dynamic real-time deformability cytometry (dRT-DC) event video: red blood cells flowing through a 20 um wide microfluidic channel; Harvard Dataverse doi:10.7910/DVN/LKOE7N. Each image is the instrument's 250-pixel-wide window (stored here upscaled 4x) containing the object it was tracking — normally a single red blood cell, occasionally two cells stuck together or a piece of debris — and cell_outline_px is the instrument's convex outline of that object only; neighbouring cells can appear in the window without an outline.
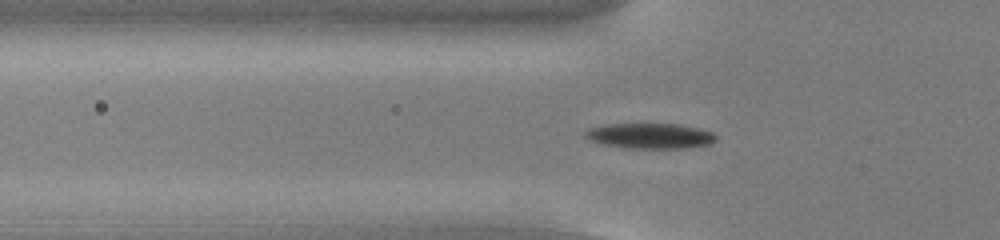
{"species": "common noctule bat (a hibernating species)", "species_latin": "Nyctalus noctula", "temperature_condition": "cold", "stored_images_in_passage": 53, "camera_frame_rate_fps": 3000, "um_per_image_px": 0.085, "animal": {"sex": "male", "body_mass_g": 13.0, "forearm_length_mm": 53.1}, "frame": {"image": 1, "passage_image": 17, "time_ms": 5.333, "image_size_px": [1000, 240], "cell_outline_px": [[716, 140], [712, 144], [688, 148], [624, 148], [600, 144], [588, 140], [584, 136], [584, 132], [588, 128], [608, 124], [680, 124], [700, 128], [712, 132], [716, 136]], "centroid_in_image_um": [55.25, 11.55], "position_along_channel_um": 70.6, "area_um2": 19.65}}
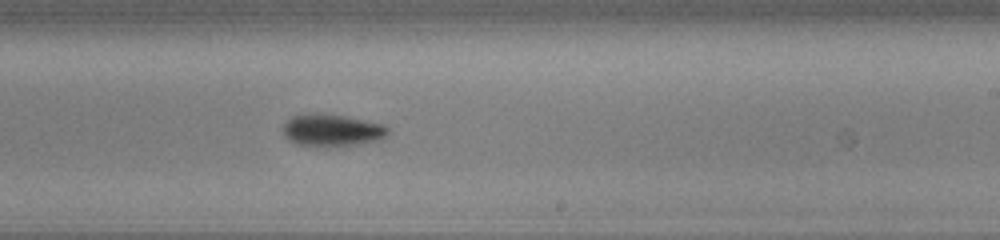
{"frame": {"image": 2, "passage_image": 32, "time_ms": 10.333, "image_size_px": [1000, 240], "cell_outline_px": [[388, 132], [380, 140], [356, 144], [296, 144], [288, 140], [284, 136], [284, 124], [292, 116], [344, 116], [384, 124], [388, 128]], "centroid_in_image_um": [28.26, 11.08], "position_along_channel_um": 260.7, "area_um2": 18.26}}
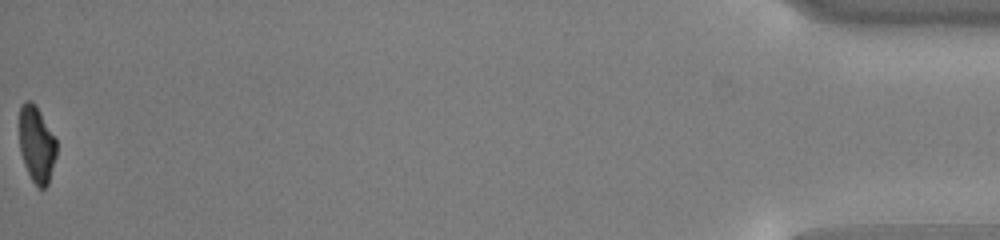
{"frame": {"image": 3, "passage_image": 53, "time_ms": 17.333, "image_size_px": [1000, 240], "cell_outline_px": [[56, 156], [48, 184], [44, 188], [40, 188], [32, 180], [24, 164], [20, 152], [20, 104], [24, 100], [32, 100], [40, 112], [56, 140]], "centroid_in_image_um": [3.1, 12.25], "position_along_channel_um": 432.1, "area_um2": 16.36}, "authors_computed_cell_mechanics": {"area_um2": 18.1492, "velocity_mm_per_s": 3.8252, "shape_relaxation_time_tau1_ms": 2.2537, "shape_relaxation_time_tau2_ms": null, "deformation_change_tau1": 0.1282, "deformation_change_tau2": null}}